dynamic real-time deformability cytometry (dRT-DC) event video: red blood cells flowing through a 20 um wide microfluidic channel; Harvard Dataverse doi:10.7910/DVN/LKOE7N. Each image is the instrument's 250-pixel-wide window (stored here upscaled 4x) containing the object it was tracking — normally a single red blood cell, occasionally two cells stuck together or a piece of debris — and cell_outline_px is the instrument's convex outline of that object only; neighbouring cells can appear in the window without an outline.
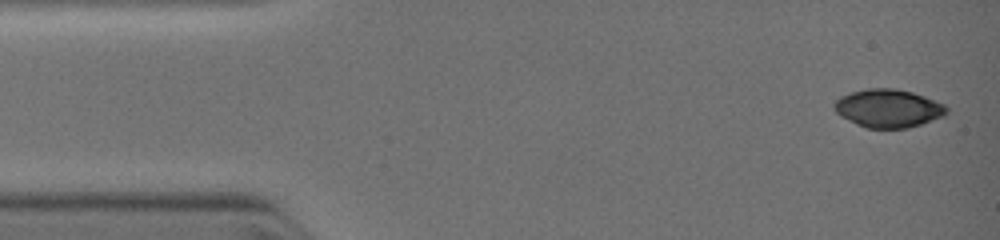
{"species": "common noctule bat (a hibernating species)", "species_latin": "Nyctalus noctula", "temperature_condition": "warm", "stored_images_in_passage": 4, "camera_frame_rate_fps": 3000, "um_per_image_px": 0.085, "animal": {"sex": "female", "body_mass_g": 19.0, "forearm_length_mm": 51.5}, "frame": {"image": 1, "passage_image": 1, "time_ms": 0.0, "image_size_px": [1000, 240], "cell_outline_px": [[948, 112], [940, 116], [920, 124], [904, 128], [868, 128], [836, 112], [832, 104], [840, 96], [852, 92], [868, 88], [896, 88], [912, 92], [924, 96], [944, 104], [948, 108]], "centroid_in_image_um": [75.5, 9.18], "position_along_channel_um": 9.5, "area_um2": 24.45}}